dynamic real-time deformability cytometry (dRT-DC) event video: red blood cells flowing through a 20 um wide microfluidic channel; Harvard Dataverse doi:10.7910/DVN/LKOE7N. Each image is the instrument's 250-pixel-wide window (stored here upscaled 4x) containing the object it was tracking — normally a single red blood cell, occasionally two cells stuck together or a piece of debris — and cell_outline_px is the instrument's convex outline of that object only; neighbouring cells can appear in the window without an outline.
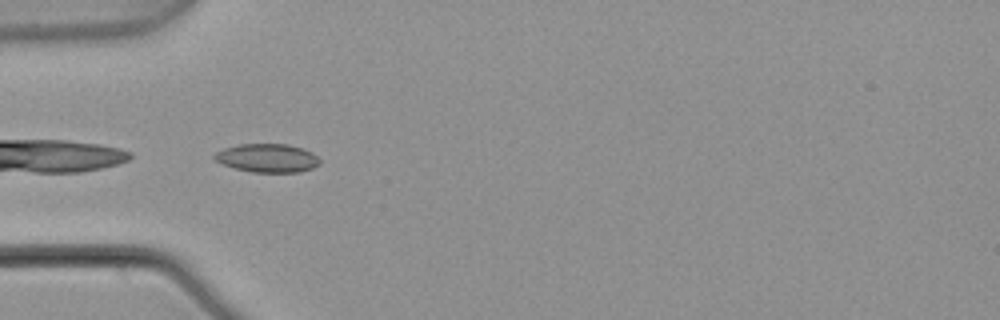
{"species": "common noctule bat (a hibernating species)", "species_latin": "Nyctalus noctula", "temperature_condition": "warm", "stored_images_in_passage": 6, "camera_frame_rate_fps": 3000, "um_per_image_px": 0.085, "animal": {"sex": "male", "body_mass_g": 21.5, "forearm_length_mm": 52.0}, "frame": {"image": 1, "passage_image": 5, "time_ms": 1.333, "image_size_px": [1000, 320], "cell_outline_px": [[320, 164], [312, 168], [300, 172], [252, 172], [236, 168], [224, 164], [216, 160], [212, 156], [216, 152], [224, 148], [240, 144], [288, 144], [312, 152], [320, 160]], "centroid_in_image_um": [22.74, 13.43], "position_along_channel_um": 62.3, "area_um2": 17.34}}
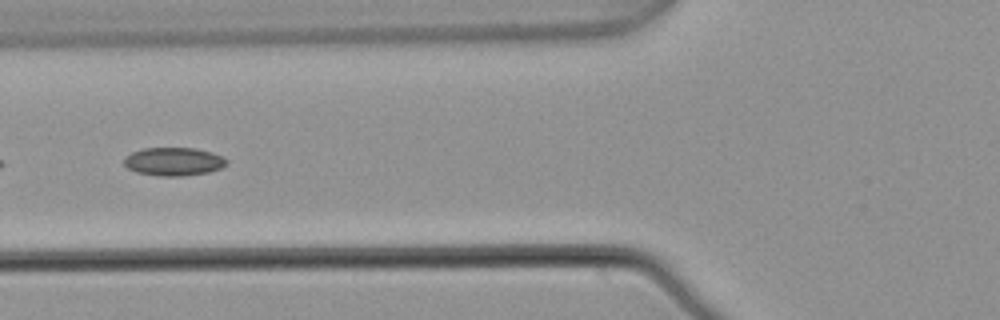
{"frame": {"image": 2, "passage_image": 6, "time_ms": 1.667, "image_size_px": [1000, 320], "cell_outline_px": [[228, 164], [220, 168], [208, 172], [184, 176], [160, 176], [136, 172], [128, 168], [124, 164], [124, 156], [132, 152], [144, 148], [196, 148], [212, 152], [228, 160]], "centroid_in_image_um": [14.76, 13.73], "position_along_channel_um": 111.0, "area_um2": 16.94}}